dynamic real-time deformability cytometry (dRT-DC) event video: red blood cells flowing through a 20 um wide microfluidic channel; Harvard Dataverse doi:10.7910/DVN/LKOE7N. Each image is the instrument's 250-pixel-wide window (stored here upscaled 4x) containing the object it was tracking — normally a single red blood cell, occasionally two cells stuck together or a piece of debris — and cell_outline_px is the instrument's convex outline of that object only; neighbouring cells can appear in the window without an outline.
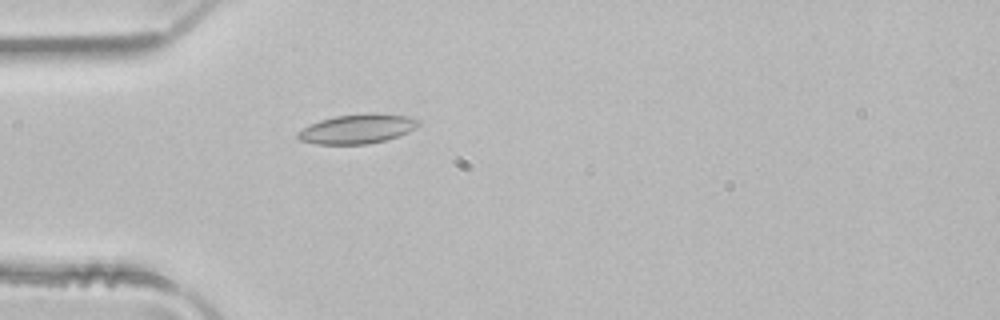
{"species": "common noctule bat (a hibernating species)", "species_latin": "Nyctalus noctula", "temperature_condition": "room temperature", "stored_images_in_passage": 2, "camera_frame_rate_fps": 3000, "um_per_image_px": 0.085, "animal": {"sex": "male", "body_mass_g": 21.5, "forearm_length_mm": 52.0}, "frame": {"image": 1, "passage_image": 2, "time_ms": 0.333, "image_size_px": [1000, 320], "cell_outline_px": [[420, 124], [416, 128], [408, 132], [384, 140], [368, 144], [316, 144], [300, 140], [296, 136], [296, 132], [320, 120], [336, 116], [364, 112], [384, 112], [416, 116], [420, 120]], "centroid_in_image_um": [30.46, 10.91], "position_along_channel_um": 54.5, "area_um2": 21.15}}